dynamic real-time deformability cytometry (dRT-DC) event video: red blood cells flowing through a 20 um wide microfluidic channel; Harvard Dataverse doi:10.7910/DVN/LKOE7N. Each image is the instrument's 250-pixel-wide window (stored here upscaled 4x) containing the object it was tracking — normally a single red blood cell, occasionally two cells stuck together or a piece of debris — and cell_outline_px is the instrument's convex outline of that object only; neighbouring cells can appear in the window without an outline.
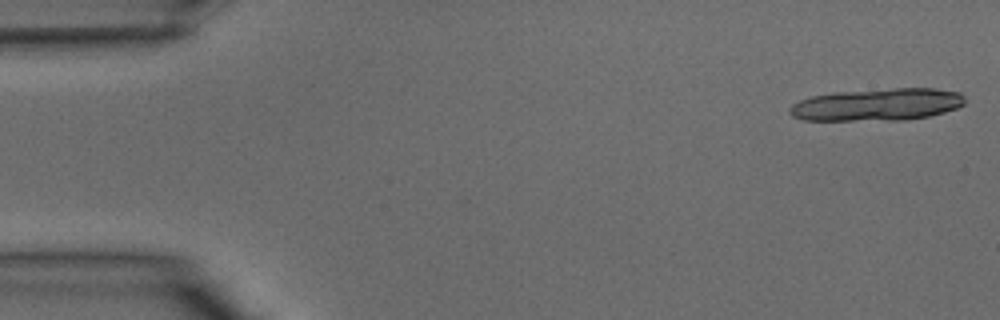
{"species": "common noctule bat (a hibernating species)", "species_latin": "Nyctalus noctula", "temperature_condition": "warm", "stored_images_in_passage": 17, "camera_frame_rate_fps": 3000, "um_per_image_px": 0.085, "animal": {"sex": "male", "body_mass_g": 15.6}, "frame": {"image": 1, "passage_image": 1, "time_ms": 0.0, "image_size_px": [1000, 320], "cell_outline_px": [[964, 104], [956, 108], [944, 112], [928, 116], [904, 120], [804, 120], [792, 116], [788, 112], [788, 108], [792, 104], [800, 100], [812, 96], [832, 92], [892, 88], [932, 88], [960, 92], [964, 96]], "centroid_in_image_um": [74.54, 8.88], "position_along_channel_um": 10.5, "area_um2": 33.12}}